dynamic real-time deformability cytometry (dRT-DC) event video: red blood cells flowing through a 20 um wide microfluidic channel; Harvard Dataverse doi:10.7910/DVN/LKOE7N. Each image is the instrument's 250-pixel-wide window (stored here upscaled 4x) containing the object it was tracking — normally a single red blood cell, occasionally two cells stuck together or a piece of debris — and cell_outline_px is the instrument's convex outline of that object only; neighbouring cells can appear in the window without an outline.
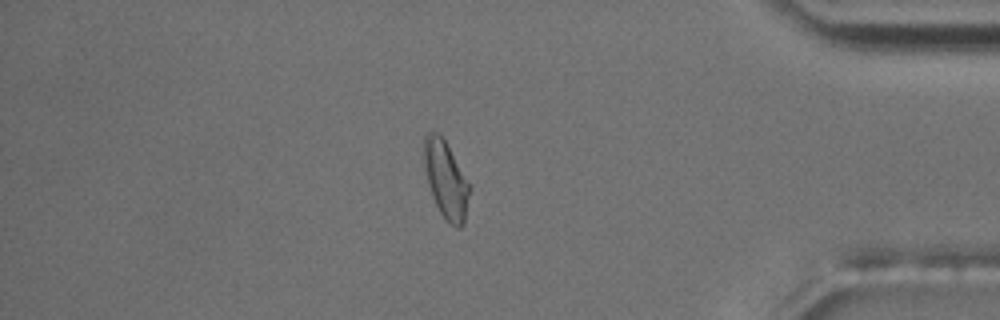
{"species": "common noctule bat (a hibernating species)", "species_latin": "Nyctalus noctula", "temperature_condition": "room temperature", "stored_images_in_passage": 55, "camera_frame_rate_fps": 3000, "um_per_image_px": 0.085, "animal": {"sex": "male", "body_mass_g": 17.5, "forearm_length_mm": 52.3}, "frame": {"image": 1, "passage_image": 47, "time_ms": 15.333, "image_size_px": [1000, 320], "cell_outline_px": [[472, 188], [464, 224], [460, 228], [456, 228], [440, 212], [432, 196], [428, 184], [420, 156], [420, 152], [424, 136], [428, 132], [436, 132], [444, 140]], "centroid_in_image_um": [37.86, 15.24], "position_along_channel_um": 397.3, "area_um2": 20.87}, "authors_computed_cell_mechanics": {"area_um2": 18.9584, "velocity_mm_per_s": 3.6769, "shape_relaxation_time_tau1_ms": 5.717, "shape_relaxation_time_tau2_ms": 1.6627, "deformation_change_tau1": 0.1469, "deformation_change_tau2": 0.0847}}